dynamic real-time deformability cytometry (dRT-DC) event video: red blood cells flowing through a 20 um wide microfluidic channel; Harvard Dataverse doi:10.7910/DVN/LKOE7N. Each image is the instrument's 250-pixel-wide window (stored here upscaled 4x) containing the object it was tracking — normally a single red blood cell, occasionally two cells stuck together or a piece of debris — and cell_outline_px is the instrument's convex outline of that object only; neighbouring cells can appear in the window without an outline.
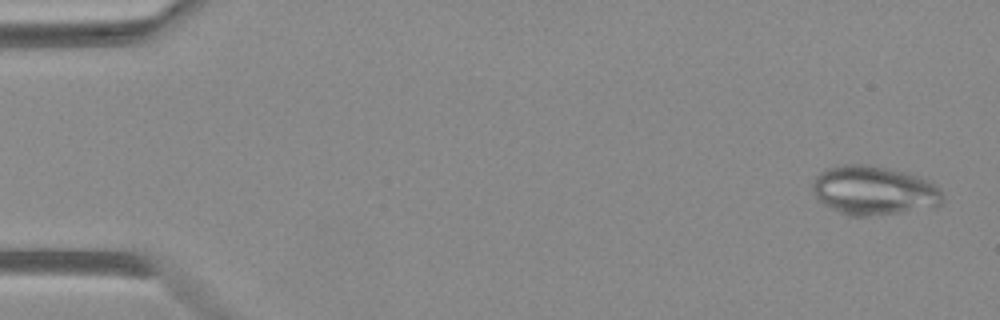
{"species": "Egyptian fruit bat (a non-hibernating species)", "species_latin": "Rousettus aegyptiacus", "temperature_condition": "warm", "stored_images_in_passage": 10, "camera_frame_rate_fps": 3000, "um_per_image_px": 0.085, "animal": {"sex": "female"}, "frame": {"image": 1, "passage_image": 2, "time_ms": 0.333, "image_size_px": [1000, 320], "cell_outline_px": [[944, 200], [936, 208], [868, 216], [848, 216], [824, 204], [812, 192], [812, 184], [816, 176], [820, 172], [828, 168], [844, 164], [868, 164], [908, 172], [920, 176], [936, 184], [940, 188]], "centroid_in_image_um": [74.33, 16.19], "position_along_channel_um": 10.7, "area_um2": 37.63}}